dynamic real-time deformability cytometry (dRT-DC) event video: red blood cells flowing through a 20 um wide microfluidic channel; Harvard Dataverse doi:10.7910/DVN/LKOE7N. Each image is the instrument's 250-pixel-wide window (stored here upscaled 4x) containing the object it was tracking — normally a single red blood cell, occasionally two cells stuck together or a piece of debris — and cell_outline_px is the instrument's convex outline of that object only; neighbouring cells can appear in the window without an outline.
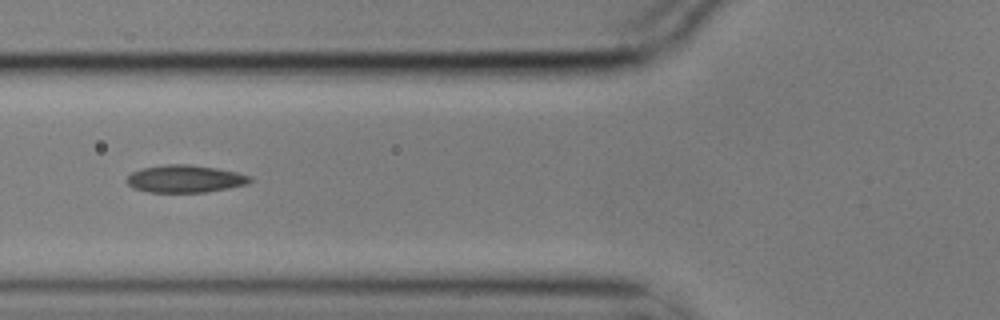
{"species": "common noctule bat (a hibernating species)", "species_latin": "Nyctalus noctula", "temperature_condition": "cold", "stored_images_in_passage": 8, "camera_frame_rate_fps": 3000, "um_per_image_px": 0.085, "animal": {"sex": "male", "body_mass_g": 17.9}, "frame": {"image": 1, "passage_image": 7, "time_ms": 2.0, "image_size_px": [1000, 320], "cell_outline_px": [[252, 180], [248, 184], [208, 192], [148, 192], [132, 188], [124, 180], [132, 172], [140, 168], [168, 164], [188, 164], [216, 168], [236, 172], [252, 176]], "centroid_in_image_um": [15.71, 15.2], "position_along_channel_um": 110.1, "area_um2": 19.88}}
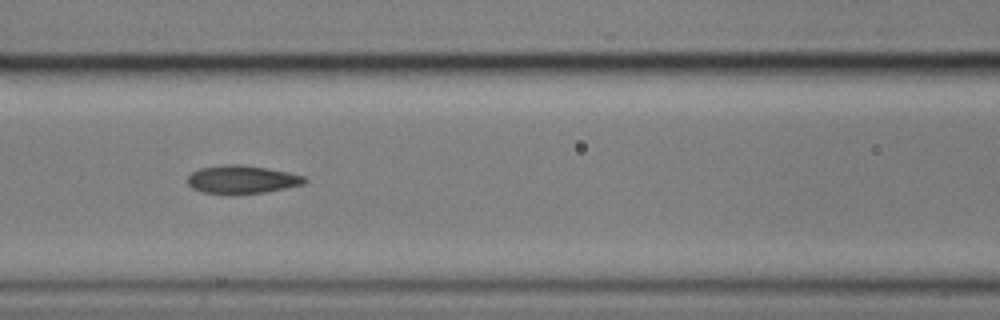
{"frame": {"image": 2, "passage_image": 8, "time_ms": 2.333, "image_size_px": [1000, 320], "cell_outline_px": [[308, 180], [304, 184], [264, 192], [200, 192], [192, 188], [188, 184], [188, 176], [192, 172], [200, 168], [224, 164], [240, 164], [288, 172], [304, 176]], "centroid_in_image_um": [20.56, 15.22], "position_along_channel_um": 146.0, "area_um2": 18.61}}